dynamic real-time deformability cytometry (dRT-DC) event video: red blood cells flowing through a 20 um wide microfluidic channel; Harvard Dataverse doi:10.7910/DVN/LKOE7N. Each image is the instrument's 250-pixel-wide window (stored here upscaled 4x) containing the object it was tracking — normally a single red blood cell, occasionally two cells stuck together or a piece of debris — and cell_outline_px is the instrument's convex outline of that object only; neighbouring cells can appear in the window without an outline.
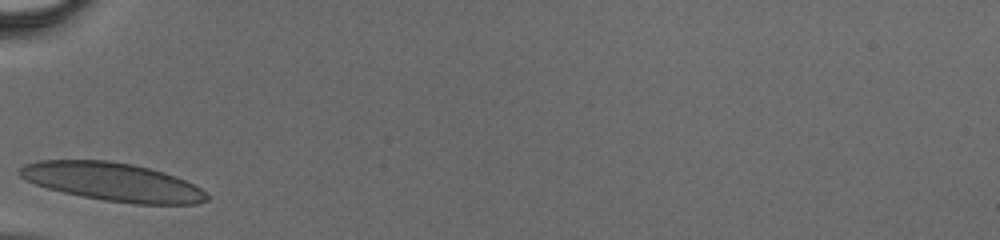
{"species": "human", "species_latin": "Homo sapiens", "temperature_condition": "cold", "stored_images_in_passage": 22, "camera_frame_rate_fps": 3000, "um_per_image_px": 0.085, "donor": {"sex": "male"}, "frame": {"image": 1, "passage_image": 1, "time_ms": 0.0, "image_size_px": [1000, 240], "cell_outline_px": [[208, 200], [196, 204], [136, 204], [104, 200], [64, 192], [48, 188], [36, 184], [20, 176], [16, 172], [24, 164], [40, 160], [108, 160], [132, 164], [164, 172], [184, 180], [200, 188], [208, 196]], "centroid_in_image_um": [9.56, 15.45], "position_along_channel_um": 75.4, "area_um2": 41.44}}
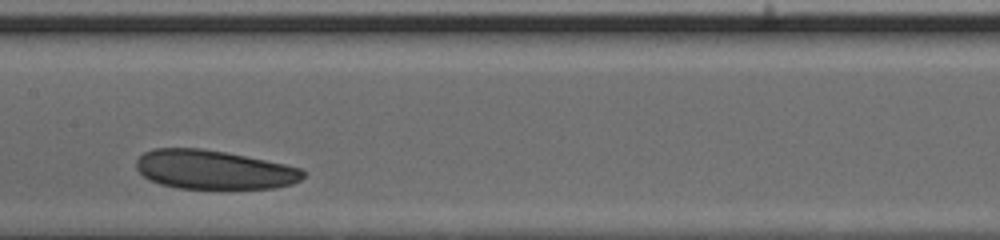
{"frame": {"image": 2, "passage_image": 9, "time_ms": 2.667, "image_size_px": [1000, 240], "cell_outline_px": [[304, 176], [300, 180], [292, 184], [276, 188], [180, 188], [160, 184], [148, 180], [136, 168], [136, 160], [144, 152], [152, 148], [200, 148], [224, 152], [284, 164], [300, 168], [304, 172]], "centroid_in_image_um": [18.14, 14.42], "position_along_channel_um": 189.3, "area_um2": 37.69}}
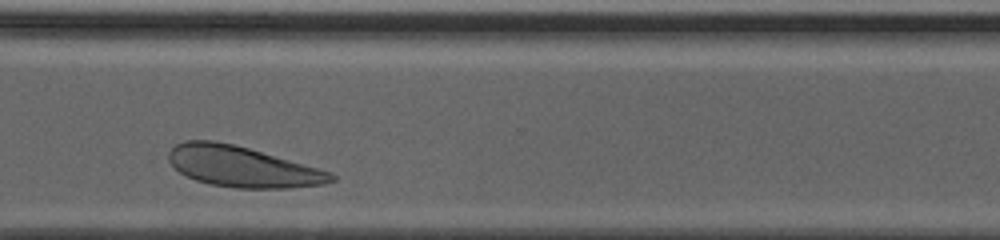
{"frame": {"image": 3, "passage_image": 20, "time_ms": 6.333, "image_size_px": [1000, 240], "cell_outline_px": [[336, 180], [324, 184], [288, 188], [236, 188], [212, 184], [196, 180], [180, 172], [168, 160], [168, 152], [176, 144], [184, 140], [212, 140], [232, 144], [248, 148], [316, 168], [328, 172], [336, 176]], "centroid_in_image_um": [20.55, 14.16], "position_along_channel_um": 350.0, "area_um2": 37.92}}